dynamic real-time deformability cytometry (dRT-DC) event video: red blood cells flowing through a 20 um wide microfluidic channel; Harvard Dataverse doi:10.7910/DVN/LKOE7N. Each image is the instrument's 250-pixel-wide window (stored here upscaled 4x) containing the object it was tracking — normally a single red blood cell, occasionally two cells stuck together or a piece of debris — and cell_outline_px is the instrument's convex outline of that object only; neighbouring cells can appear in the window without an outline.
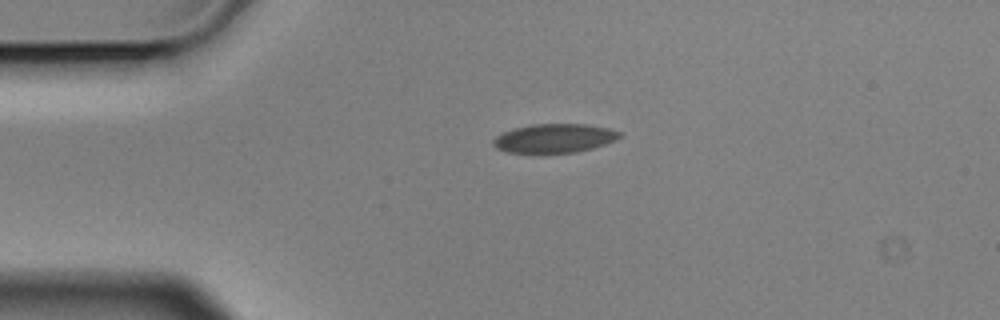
{"species": "Egyptian fruit bat (a non-hibernating species)", "species_latin": "Rousettus aegyptiacus", "temperature_condition": "cold", "stored_images_in_passage": 2, "camera_frame_rate_fps": 3000, "um_per_image_px": 0.085, "animal": {"sex": "male"}, "frame": {"image": 1, "passage_image": 1, "time_ms": 0.0, "image_size_px": [1000, 320], "cell_outline_px": [[624, 136], [616, 140], [592, 148], [576, 152], [540, 156], [508, 152], [496, 148], [492, 144], [492, 140], [496, 136], [512, 128], [532, 124], [588, 124], [608, 128], [620, 132]], "centroid_in_image_um": [47.08, 11.79], "position_along_channel_um": 37.9, "area_um2": 22.2}}